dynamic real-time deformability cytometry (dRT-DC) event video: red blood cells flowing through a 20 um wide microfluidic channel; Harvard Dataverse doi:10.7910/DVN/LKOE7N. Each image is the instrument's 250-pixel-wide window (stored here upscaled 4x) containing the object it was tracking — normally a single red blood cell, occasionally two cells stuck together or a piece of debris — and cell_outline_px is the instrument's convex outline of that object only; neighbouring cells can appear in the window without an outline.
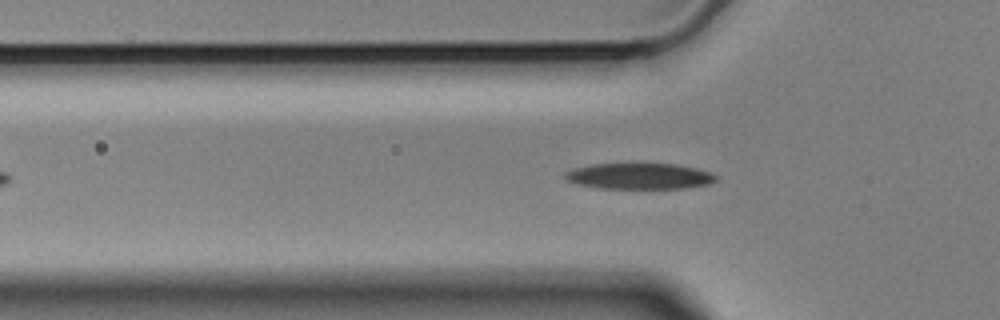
{"species": "Egyptian fruit bat (a non-hibernating species)", "species_latin": "Rousettus aegyptiacus", "temperature_condition": "cold", "stored_images_in_passage": 53, "camera_frame_rate_fps": 3000, "um_per_image_px": 0.085, "animal": {"sex": "male"}, "frame": {"image": 1, "passage_image": 13, "time_ms": 4.0, "image_size_px": [1000, 320], "cell_outline_px": [[716, 180], [708, 184], [684, 188], [600, 188], [580, 184], [568, 180], [564, 176], [564, 172], [572, 168], [592, 164], [676, 164], [696, 168], [708, 172], [716, 176]], "centroid_in_image_um": [54.32, 14.97], "position_along_channel_um": 71.5, "area_um2": 22.54}}
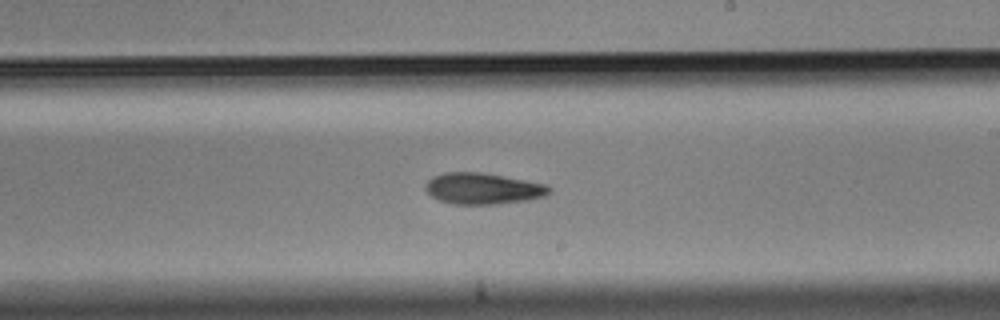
{"frame": {"image": 2, "passage_image": 28, "time_ms": 9.0, "image_size_px": [1000, 320], "cell_outline_px": [[552, 192], [544, 196], [528, 200], [496, 204], [452, 204], [440, 200], [432, 196], [424, 188], [424, 184], [432, 176], [444, 172], [480, 172], [524, 180], [544, 184], [552, 188]], "centroid_in_image_um": [41.02, 16.03], "position_along_channel_um": 248.0, "area_um2": 22.48}}
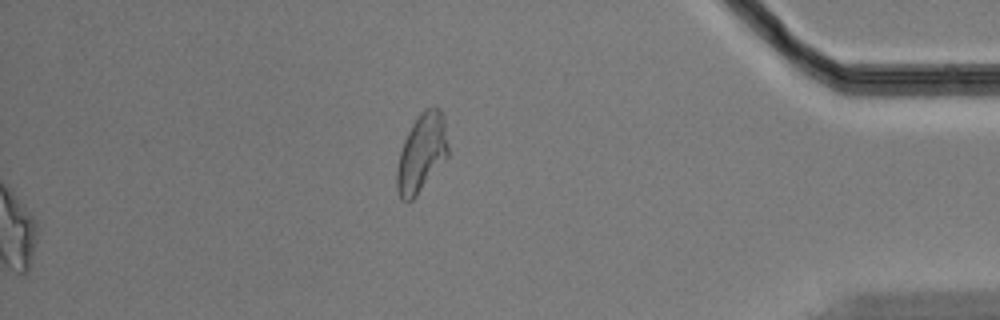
{"frame": {"image": 3, "passage_image": 53, "time_ms": 17.333, "image_size_px": [1000, 320], "cell_outline_px": [[448, 156], [416, 196], [412, 200], [400, 200], [396, 188], [396, 172], [400, 152], [404, 140], [412, 124], [420, 112], [428, 108], [440, 108], [444, 120], [448, 144]], "centroid_in_image_um": [35.82, 13.02], "position_along_channel_um": 399.4, "area_um2": 23.18}, "authors_computed_cell_mechanics": {"area_um2": 22.3686, "velocity_mm_per_s": 3.5222, "shape_relaxation_time_tau1_ms": 3.4941, "shape_relaxation_time_tau2_ms": null, "deformation_change_tau1": 0.141, "deformation_change_tau2": null}}